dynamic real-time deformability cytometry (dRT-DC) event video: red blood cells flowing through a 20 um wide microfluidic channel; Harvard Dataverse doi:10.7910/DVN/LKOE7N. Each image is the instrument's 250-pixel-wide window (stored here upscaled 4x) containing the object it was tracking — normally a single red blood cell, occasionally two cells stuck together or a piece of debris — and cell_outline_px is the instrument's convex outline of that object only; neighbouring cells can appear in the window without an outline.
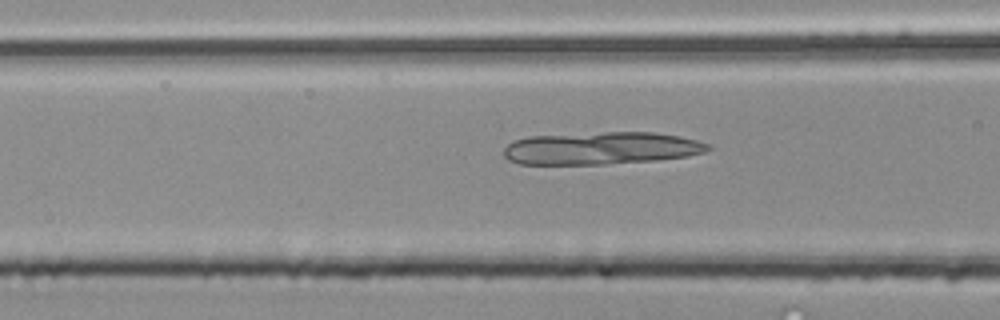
{"species": "common noctule bat (a hibernating species)", "species_latin": "Nyctalus noctula", "temperature_condition": "room temperature", "stored_images_in_passage": 52, "camera_frame_rate_fps": 3000, "um_per_image_px": 0.085, "animal": {"sex": "male", "body_mass_g": 20.4}, "frame": {"image": 1, "passage_image": 21, "time_ms": 6.667, "image_size_px": [1000, 320], "cell_outline_px": [[712, 148], [704, 152], [688, 156], [656, 160], [604, 164], [520, 164], [508, 160], [504, 156], [504, 148], [508, 144], [516, 140], [528, 136], [604, 132], [656, 132], [680, 136], [696, 140], [708, 144]], "centroid_in_image_um": [51.1, 12.59], "position_along_channel_um": 115.5, "area_um2": 38.73}}
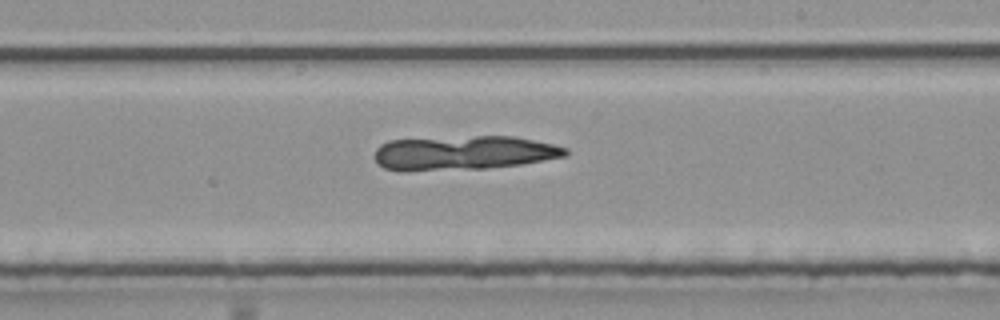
{"frame": {"image": 2, "passage_image": 31, "time_ms": 10.0, "image_size_px": [1000, 320], "cell_outline_px": [[568, 156], [520, 164], [484, 168], [384, 168], [376, 164], [376, 148], [380, 144], [388, 140], [476, 136], [512, 136], [552, 144], [568, 148]], "centroid_in_image_um": [39.49, 12.95], "position_along_channel_um": 249.5, "area_um2": 36.76}}
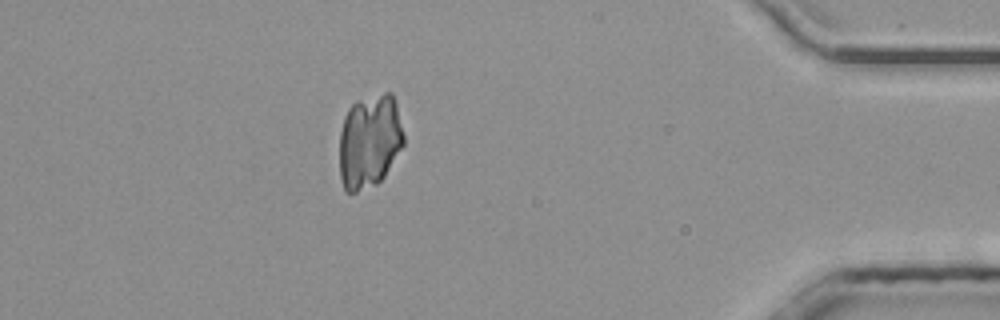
{"frame": {"image": 3, "passage_image": 46, "time_ms": 15.0, "image_size_px": [1000, 320], "cell_outline_px": [[404, 144], [384, 176], [376, 184], [356, 192], [348, 192], [344, 188], [340, 176], [340, 132], [344, 116], [348, 108], [356, 100], [384, 92], [392, 92], [396, 104], [404, 136]], "centroid_in_image_um": [31.4, 11.98], "position_along_channel_um": 403.8, "area_um2": 35.2}}